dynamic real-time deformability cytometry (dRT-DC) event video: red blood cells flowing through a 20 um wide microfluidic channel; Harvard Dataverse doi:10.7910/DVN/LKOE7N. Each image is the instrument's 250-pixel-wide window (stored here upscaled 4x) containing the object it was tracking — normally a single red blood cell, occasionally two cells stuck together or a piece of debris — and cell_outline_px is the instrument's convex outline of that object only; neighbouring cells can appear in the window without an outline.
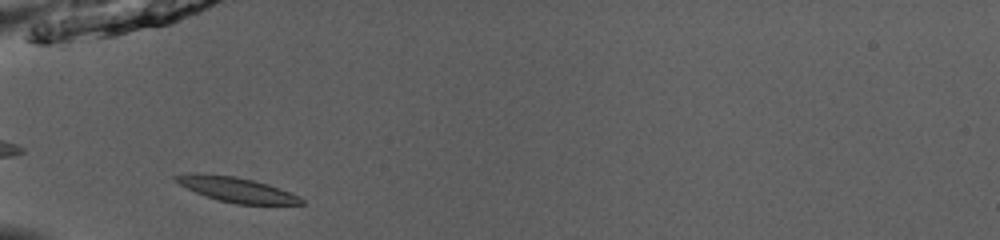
{"species": "common noctule bat (a hibernating species)", "species_latin": "Nyctalus noctula", "temperature_condition": "room temperature", "stored_images_in_passage": 35, "camera_frame_rate_fps": 3000, "um_per_image_px": 0.085, "animal": {"sex": "male", "body_mass_g": 13.0, "forearm_length_mm": 53.1}, "frame": {"image": 1, "passage_image": 2, "time_ms": 0.333, "image_size_px": [1000, 240], "cell_outline_px": [[304, 204], [236, 204], [220, 200], [196, 192], [180, 184], [172, 176], [196, 172], [232, 176], [252, 180], [268, 184], [280, 188], [300, 196], [304, 200]], "centroid_in_image_um": [20.14, 16.11], "position_along_channel_um": 64.9, "area_um2": 17.92}}
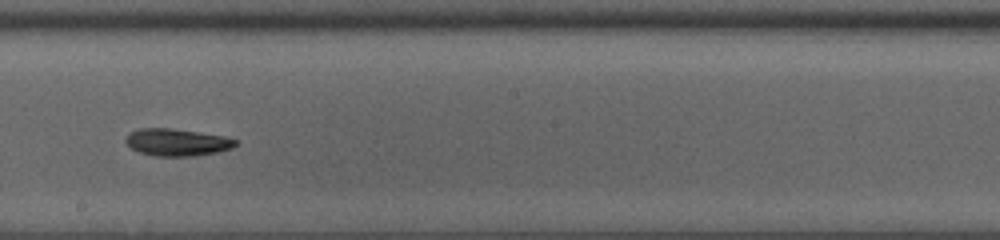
{"frame": {"image": 2, "passage_image": 15, "time_ms": 4.667, "image_size_px": [1000, 240], "cell_outline_px": [[240, 140], [232, 148], [216, 152], [192, 156], [156, 156], [140, 152], [132, 148], [124, 140], [132, 132], [140, 128], [168, 128], [224, 136]], "centroid_in_image_um": [15.07, 12.1], "position_along_channel_um": 233.1, "area_um2": 17.11}}
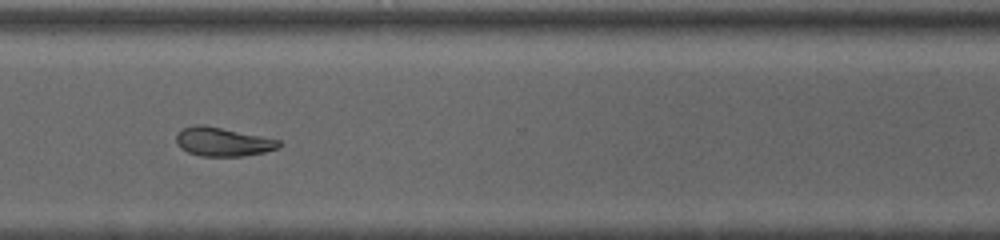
{"frame": {"image": 3, "passage_image": 24, "time_ms": 7.667, "image_size_px": [1000, 240], "cell_outline_px": [[284, 144], [280, 148], [264, 152], [244, 156], [200, 156], [188, 152], [180, 148], [176, 140], [176, 136], [184, 128], [196, 124], [204, 124], [280, 140]], "centroid_in_image_um": [18.98, 12.06], "position_along_channel_um": 351.6, "area_um2": 17.28}, "authors_computed_cell_mechanics": {"area_um2": 17.9758, "velocity_mm_per_s": 3.9668, "shape_relaxation_time_tau1_ms": 3.7812, "shape_relaxation_time_tau2_ms": 4.8673, "deformation_change_tau1": 0.1276, "deformation_change_tau2": 0.1119}}